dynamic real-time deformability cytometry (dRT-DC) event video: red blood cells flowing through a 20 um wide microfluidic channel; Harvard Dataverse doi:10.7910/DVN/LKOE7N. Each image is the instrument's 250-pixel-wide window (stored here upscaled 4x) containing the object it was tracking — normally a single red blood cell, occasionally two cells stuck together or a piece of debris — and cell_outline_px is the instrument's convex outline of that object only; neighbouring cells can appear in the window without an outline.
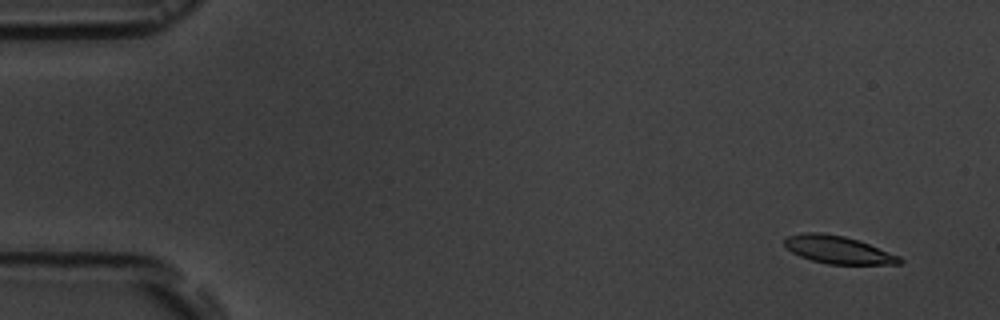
{"species": "common noctule bat (a hibernating species)", "species_latin": "Nyctalus noctula", "temperature_condition": "room temperature", "stored_images_in_passage": 6, "camera_frame_rate_fps": 3000, "um_per_image_px": 0.085, "animal": {"sex": "male", "body_mass_g": 19.5, "forearm_length_mm": 54.6}, "frame": {"image": 1, "passage_image": 1, "time_ms": 0.0, "image_size_px": [1000, 320], "cell_outline_px": [[904, 260], [900, 264], [828, 264], [812, 260], [800, 256], [792, 252], [784, 244], [784, 240], [788, 236], [804, 232], [820, 232], [844, 236], [868, 244], [900, 256]], "centroid_in_image_um": [71.23, 21.23], "position_along_channel_um": 13.8, "area_um2": 18.38}}
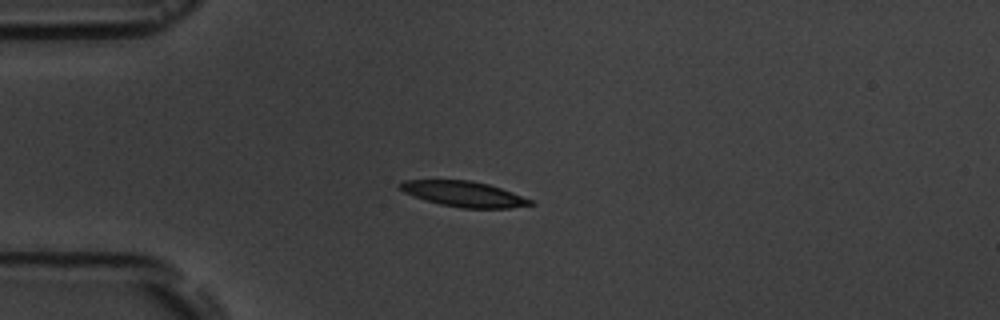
{"frame": {"image": 2, "passage_image": 4, "time_ms": 3.667, "image_size_px": [1000, 320], "cell_outline_px": [[536, 204], [508, 208], [460, 208], [440, 204], [404, 192], [396, 188], [396, 184], [404, 180], [468, 180], [488, 184], [512, 192], [532, 200]], "centroid_in_image_um": [39.4, 16.48], "position_along_channel_um": 45.6, "area_um2": 19.25}}
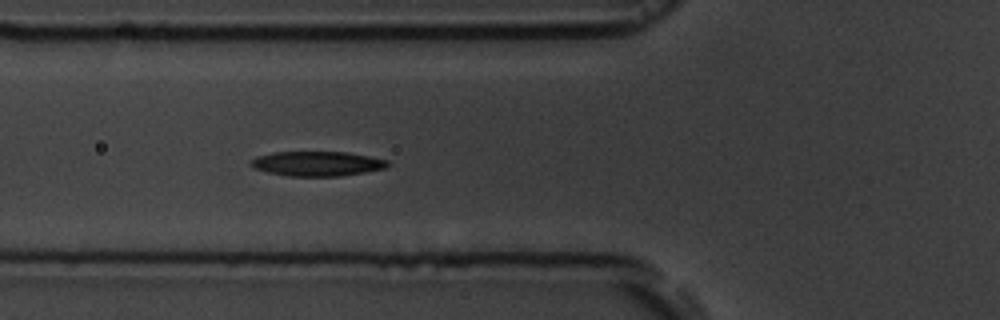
{"frame": {"image": 3, "passage_image": 6, "time_ms": 5.667, "image_size_px": [1000, 320], "cell_outline_px": [[392, 164], [384, 168], [364, 172], [340, 176], [288, 176], [268, 172], [252, 168], [248, 164], [256, 156], [272, 152], [348, 152], [388, 160]], "centroid_in_image_um": [26.93, 13.91], "position_along_channel_um": 98.9, "area_um2": 19.77}}